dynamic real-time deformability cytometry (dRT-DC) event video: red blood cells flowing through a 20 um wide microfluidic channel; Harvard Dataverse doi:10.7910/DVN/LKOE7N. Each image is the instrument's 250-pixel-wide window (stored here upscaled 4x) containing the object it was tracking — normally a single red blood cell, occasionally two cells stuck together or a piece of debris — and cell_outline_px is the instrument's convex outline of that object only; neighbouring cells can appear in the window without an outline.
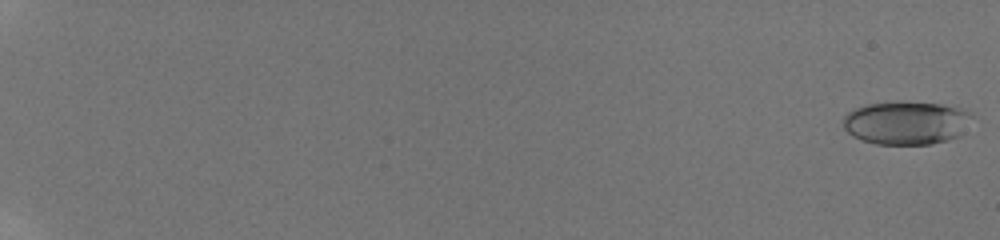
{"species": "human", "species_latin": "Homo sapiens", "temperature_condition": "room temperature", "stored_images_in_passage": 60, "camera_frame_rate_fps": 3000, "um_per_image_px": 0.085, "donor": {"sex": "male"}, "frame": {"image": 1, "passage_image": 1, "time_ms": 0.0, "image_size_px": [1000, 240], "cell_outline_px": [[972, 116], [960, 136], [948, 140], [932, 144], [876, 144], [852, 136], [844, 128], [844, 116], [848, 112], [856, 108], [868, 104], [896, 100], [900, 100], [940, 104], [960, 108], [968, 112]], "centroid_in_image_um": [77.02, 10.42], "position_along_channel_um": 8.0, "area_um2": 32.66}}
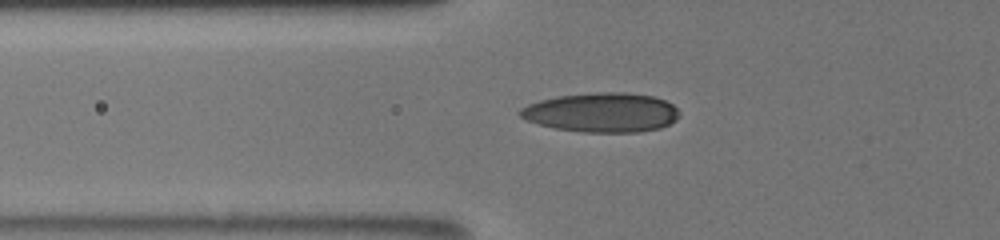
{"frame": {"image": 2, "passage_image": 45, "time_ms": 8.0, "image_size_px": [1000, 240], "cell_outline_px": [[680, 116], [676, 120], [660, 128], [640, 132], [584, 132], [556, 128], [540, 124], [528, 120], [520, 116], [516, 112], [520, 108], [528, 104], [540, 100], [556, 96], [600, 92], [624, 92], [652, 96], [664, 100], [672, 104], [680, 112]], "centroid_in_image_um": [51.15, 9.56], "position_along_channel_um": 74.6, "area_um2": 36.53}}
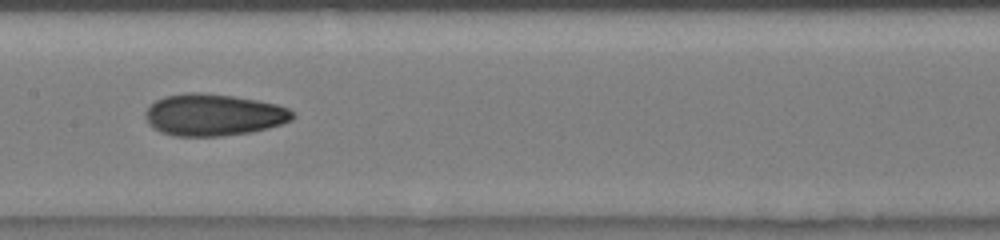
{"frame": {"image": 3, "passage_image": 59, "time_ms": 11.0, "image_size_px": [1000, 240], "cell_outline_px": [[296, 116], [292, 120], [268, 128], [252, 132], [224, 136], [176, 136], [160, 132], [148, 124], [144, 116], [144, 112], [156, 100], [164, 96], [184, 92], [200, 92], [232, 96], [256, 100], [276, 104], [288, 108]], "centroid_in_image_um": [18.13, 9.76], "position_along_channel_um": 189.3, "area_um2": 36.07}}